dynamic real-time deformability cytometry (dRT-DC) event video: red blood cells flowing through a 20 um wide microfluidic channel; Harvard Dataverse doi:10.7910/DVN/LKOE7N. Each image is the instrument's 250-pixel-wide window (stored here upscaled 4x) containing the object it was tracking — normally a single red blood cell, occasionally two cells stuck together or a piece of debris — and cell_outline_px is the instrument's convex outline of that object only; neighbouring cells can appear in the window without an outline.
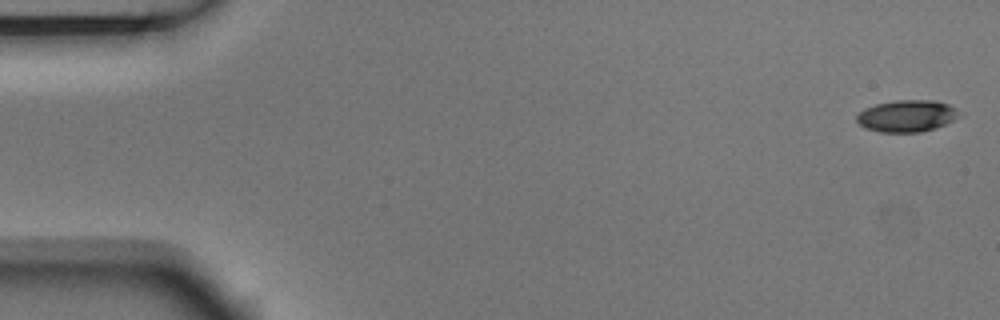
{"species": "Egyptian fruit bat (a non-hibernating species)", "species_latin": "Rousettus aegyptiacus", "temperature_condition": "room temperature", "stored_images_in_passage": 5, "camera_frame_rate_fps": 3000, "um_per_image_px": 0.085, "animal": {"sex": "male"}, "frame": {"image": 1, "passage_image": 1, "time_ms": 0.0, "image_size_px": [1000, 320], "cell_outline_px": [[956, 116], [952, 120], [936, 128], [920, 132], [880, 132], [864, 128], [856, 120], [856, 116], [864, 108], [876, 104], [896, 100], [932, 100], [948, 104], [956, 108]], "centroid_in_image_um": [77.02, 9.86], "position_along_channel_um": 8.0, "area_um2": 18.79}}
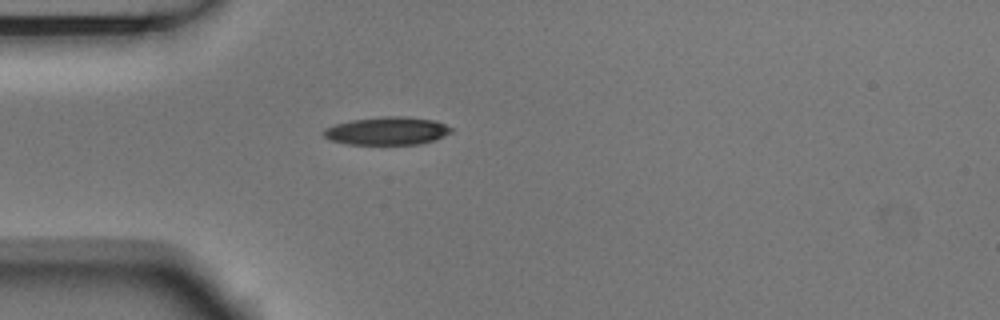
{"frame": {"image": 2, "passage_image": 5, "time_ms": 1.333, "image_size_px": [1000, 320], "cell_outline_px": [[452, 132], [444, 136], [420, 144], [348, 144], [332, 140], [324, 136], [320, 132], [324, 128], [336, 124], [352, 120], [384, 116], [404, 116], [436, 120], [452, 128]], "centroid_in_image_um": [32.9, 11.12], "position_along_channel_um": 52.1, "area_um2": 20.75}}